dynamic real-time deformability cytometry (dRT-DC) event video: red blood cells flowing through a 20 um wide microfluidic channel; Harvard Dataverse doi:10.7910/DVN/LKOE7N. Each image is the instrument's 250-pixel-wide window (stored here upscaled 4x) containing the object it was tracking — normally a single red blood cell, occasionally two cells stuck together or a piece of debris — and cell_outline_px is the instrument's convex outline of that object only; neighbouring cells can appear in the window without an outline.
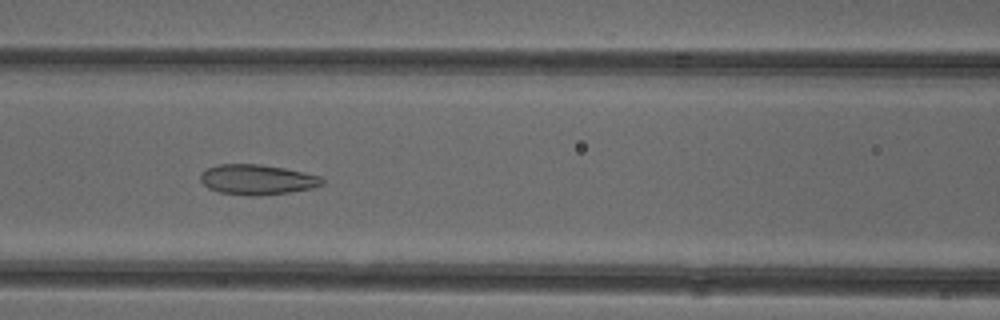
{"species": "common noctule bat (a hibernating species)", "species_latin": "Nyctalus noctula", "temperature_condition": "cold", "stored_images_in_passage": 38, "camera_frame_rate_fps": 3000, "um_per_image_px": 0.085, "animal": {"sex": "female"}, "frame": {"image": 1, "passage_image": 9, "time_ms": 2.667, "image_size_px": [1000, 320], "cell_outline_px": [[324, 184], [312, 188], [288, 192], [256, 196], [252, 196], [220, 192], [208, 188], [200, 180], [200, 172], [216, 164], [260, 164], [284, 168], [320, 176], [324, 180]], "centroid_in_image_um": [21.84, 15.26], "position_along_channel_um": 144.8, "area_um2": 21.33}}
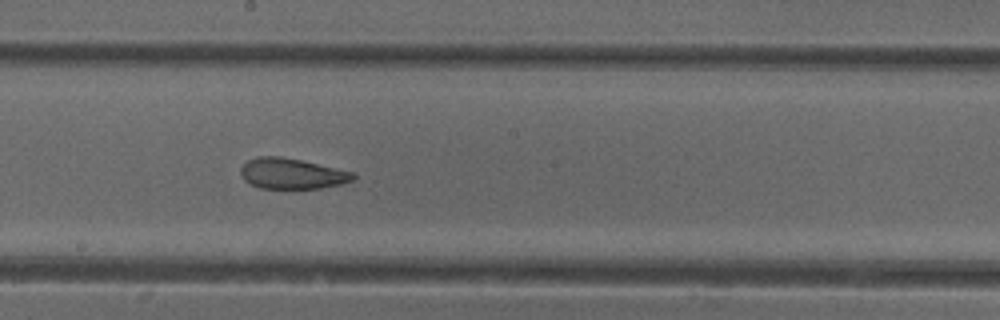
{"frame": {"image": 2, "passage_image": 15, "time_ms": 4.667, "image_size_px": [1000, 320], "cell_outline_px": [[356, 176], [352, 180], [340, 184], [320, 188], [260, 188], [244, 180], [240, 172], [240, 168], [248, 160], [256, 156], [280, 156], [300, 160], [352, 172]], "centroid_in_image_um": [24.76, 14.75], "position_along_channel_um": 223.4, "area_um2": 19.77}}
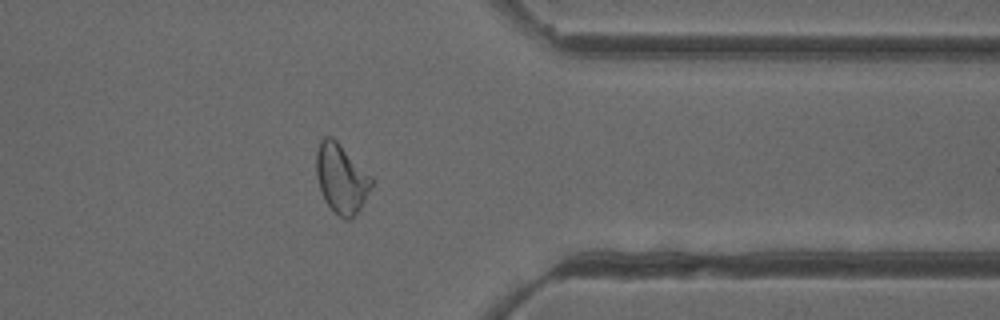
{"frame": {"image": 3, "passage_image": 28, "time_ms": 9.0, "image_size_px": [1000, 320], "cell_outline_px": [[372, 184], [360, 208], [352, 220], [344, 220], [324, 200], [316, 176], [316, 152], [320, 140], [324, 136], [332, 136], [372, 176]], "centroid_in_image_um": [29.0, 15.16], "position_along_channel_um": 382.4, "area_um2": 22.14}, "authors_computed_cell_mechanics": {"area_um2": 21.964, "velocity_mm_per_s": 3.9363, "shape_relaxation_time_tau1_ms": null, "shape_relaxation_time_tau2_ms": 1.8626, "deformation_change_tau1": null, "deformation_change_tau2": 0.0892}}